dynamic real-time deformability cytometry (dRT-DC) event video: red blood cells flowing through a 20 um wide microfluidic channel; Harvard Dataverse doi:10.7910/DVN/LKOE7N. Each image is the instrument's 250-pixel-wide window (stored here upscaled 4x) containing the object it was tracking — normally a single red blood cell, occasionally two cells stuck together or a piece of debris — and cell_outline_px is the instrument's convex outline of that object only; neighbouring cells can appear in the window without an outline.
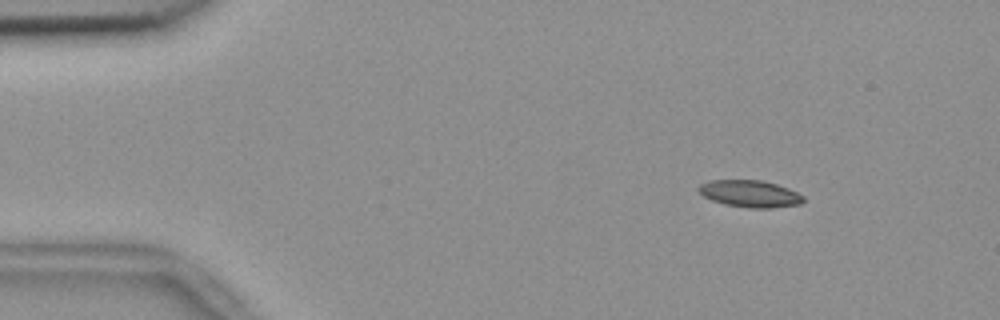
{"species": "common noctule bat (a hibernating species)", "species_latin": "Nyctalus noctula", "temperature_condition": "room temperature", "stored_images_in_passage": 56, "camera_frame_rate_fps": 3000, "um_per_image_px": 0.085, "animal": {"sex": "female", "body_mass_g": 18.4}, "frame": {"image": 1, "passage_image": 8, "time_ms": 2.333, "image_size_px": [1000, 320], "cell_outline_px": [[804, 200], [800, 204], [772, 208], [748, 208], [724, 204], [712, 200], [704, 196], [696, 188], [700, 184], [708, 180], [764, 180], [788, 188], [804, 196]], "centroid_in_image_um": [63.74, 16.46], "position_along_channel_um": 21.3, "area_um2": 16.53}}
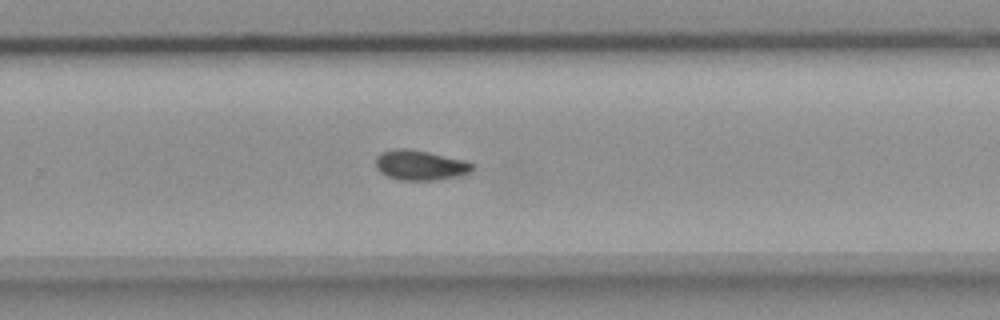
{"frame": {"image": 2, "passage_image": 37, "time_ms": 12.0, "image_size_px": [1000, 320], "cell_outline_px": [[476, 168], [472, 172], [460, 176], [436, 180], [400, 180], [388, 176], [380, 172], [376, 168], [376, 156], [380, 152], [396, 148], [408, 148], [468, 160], [476, 164]], "centroid_in_image_um": [35.79, 14.03], "position_along_channel_um": 294.0, "area_um2": 17.34}}
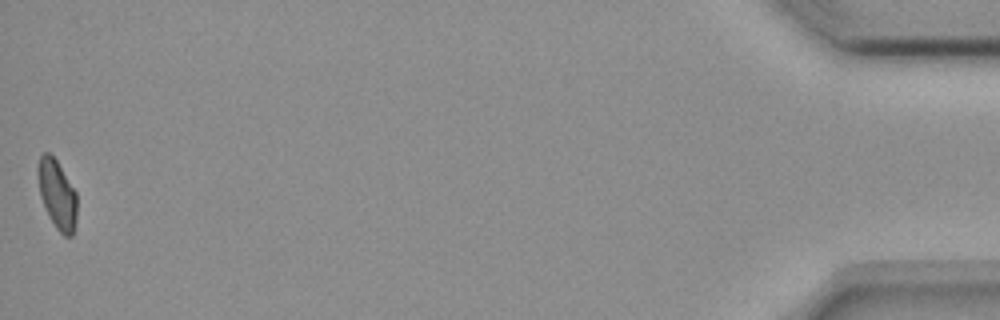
{"frame": {"image": 3, "passage_image": 56, "time_ms": 18.333, "image_size_px": [1000, 320], "cell_outline_px": [[76, 220], [72, 236], [64, 236], [56, 228], [48, 216], [40, 196], [36, 172], [36, 168], [40, 156], [44, 152], [48, 152], [56, 160], [76, 192]], "centroid_in_image_um": [4.83, 16.52], "position_along_channel_um": 430.4, "area_um2": 15.72}}